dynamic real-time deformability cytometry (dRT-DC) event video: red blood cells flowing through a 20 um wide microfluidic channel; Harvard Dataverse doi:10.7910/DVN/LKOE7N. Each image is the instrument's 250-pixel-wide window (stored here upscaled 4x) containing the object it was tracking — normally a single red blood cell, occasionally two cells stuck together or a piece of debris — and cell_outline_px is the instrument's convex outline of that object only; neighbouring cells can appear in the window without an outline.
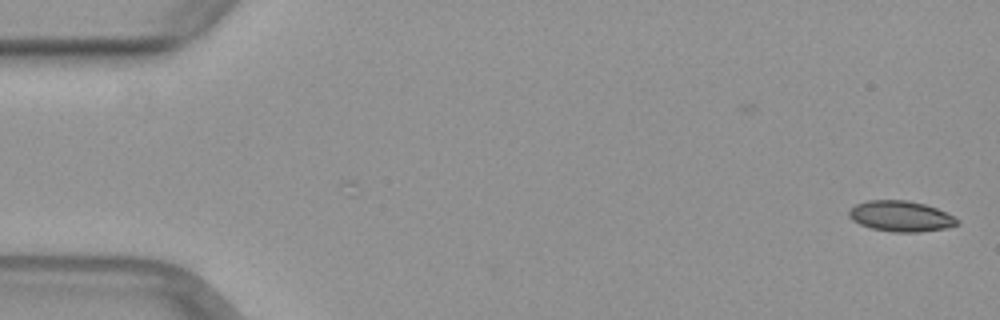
{"species": "common noctule bat (a hibernating species)", "species_latin": "Nyctalus noctula", "temperature_condition": "warm", "stored_images_in_passage": 10, "camera_frame_rate_fps": 3000, "um_per_image_px": 0.085, "animal": {"sex": "female", "body_mass_g": 29.2, "forearm_length_mm": 56.3}, "frame": {"image": 1, "passage_image": 1, "time_ms": 0.0, "image_size_px": [1000, 320], "cell_outline_px": [[960, 224], [948, 228], [920, 232], [892, 232], [872, 228], [860, 224], [852, 220], [848, 216], [848, 212], [856, 204], [868, 200], [908, 200], [924, 204], [936, 208], [960, 220]], "centroid_in_image_um": [76.58, 18.38], "position_along_channel_um": 8.4, "area_um2": 19.36}}